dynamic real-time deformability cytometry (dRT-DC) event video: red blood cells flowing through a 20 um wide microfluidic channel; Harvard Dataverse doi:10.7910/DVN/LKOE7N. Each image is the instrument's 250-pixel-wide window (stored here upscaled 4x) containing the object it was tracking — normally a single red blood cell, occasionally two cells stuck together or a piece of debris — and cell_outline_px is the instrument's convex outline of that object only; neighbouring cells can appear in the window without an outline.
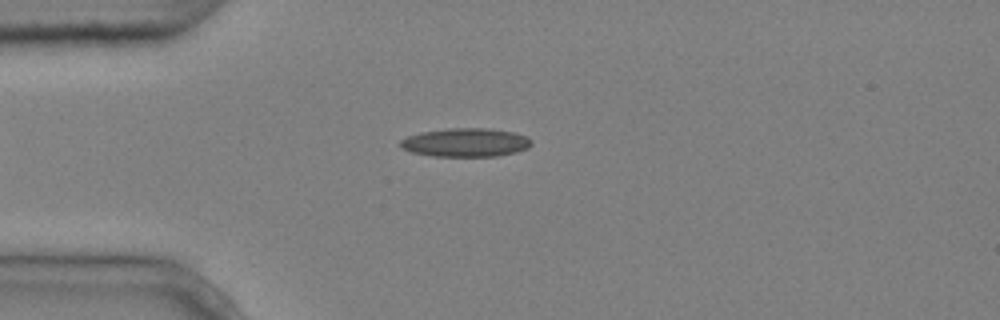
{"species": "common noctule bat (a hibernating species)", "species_latin": "Nyctalus noctula", "temperature_condition": "cold", "stored_images_in_passage": 3, "camera_frame_rate_fps": 3000, "um_per_image_px": 0.085, "animal": {"sex": "male", "body_mass_g": 20.4}, "frame": {"image": 1, "passage_image": 1, "time_ms": 0.0, "image_size_px": [1000, 320], "cell_outline_px": [[532, 144], [528, 148], [516, 152], [496, 156], [432, 156], [412, 152], [400, 148], [400, 140], [408, 136], [420, 132], [448, 128], [492, 128], [516, 132], [528, 136], [532, 140]], "centroid_in_image_um": [39.61, 12.1], "position_along_channel_um": 45.4, "area_um2": 22.14}}
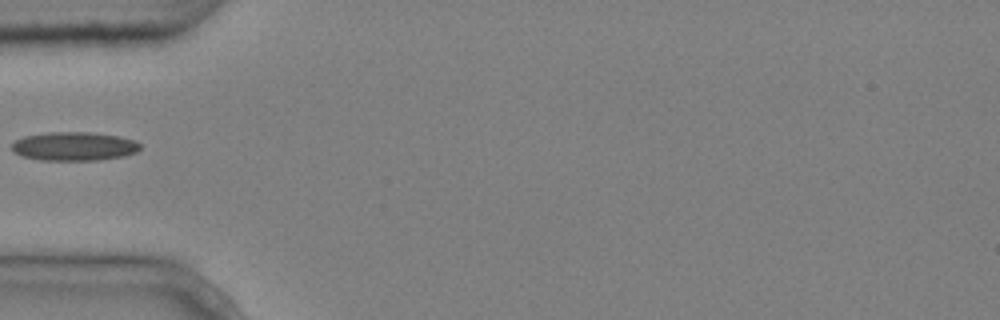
{"frame": {"image": 2, "passage_image": 2, "time_ms": 0.333, "image_size_px": [1000, 320], "cell_outline_px": [[140, 148], [136, 152], [120, 156], [96, 160], [40, 160], [20, 156], [12, 152], [12, 144], [16, 140], [24, 136], [48, 132], [92, 132], [120, 136], [136, 140], [140, 144]], "centroid_in_image_um": [6.27, 12.43], "position_along_channel_um": 78.7, "area_um2": 21.56}}